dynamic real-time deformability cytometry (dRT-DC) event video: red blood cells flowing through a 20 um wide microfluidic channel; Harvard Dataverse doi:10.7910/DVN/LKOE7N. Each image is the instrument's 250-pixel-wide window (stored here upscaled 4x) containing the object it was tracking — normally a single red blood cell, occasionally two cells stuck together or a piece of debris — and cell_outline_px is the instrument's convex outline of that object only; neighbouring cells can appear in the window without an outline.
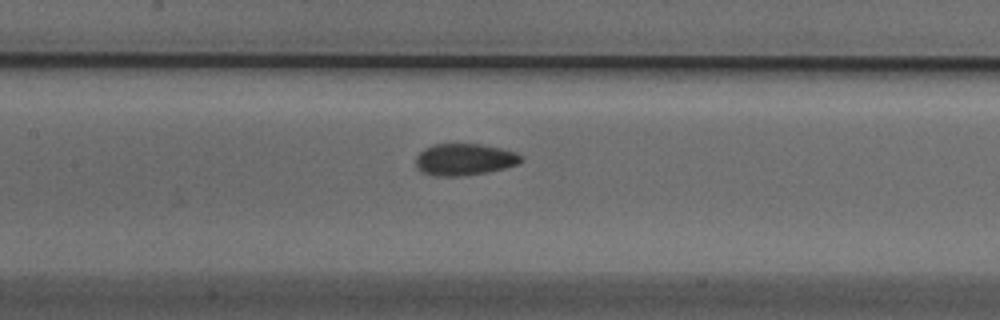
{"species": "Egyptian fruit bat (a non-hibernating species)", "species_latin": "Rousettus aegyptiacus", "temperature_condition": "cold", "stored_images_in_passage": 18, "camera_frame_rate_fps": 3000, "um_per_image_px": 0.085, "animal": {"sex": "male"}, "frame": {"image": 1, "passage_image": 16, "time_ms": 5.0, "image_size_px": [1000, 320], "cell_outline_px": [[524, 160], [516, 164], [504, 168], [484, 172], [456, 176], [436, 176], [420, 172], [416, 164], [416, 156], [424, 148], [432, 144], [484, 144], [516, 152], [524, 156]], "centroid_in_image_um": [39.47, 13.54], "position_along_channel_um": 167.9, "area_um2": 19.48}}